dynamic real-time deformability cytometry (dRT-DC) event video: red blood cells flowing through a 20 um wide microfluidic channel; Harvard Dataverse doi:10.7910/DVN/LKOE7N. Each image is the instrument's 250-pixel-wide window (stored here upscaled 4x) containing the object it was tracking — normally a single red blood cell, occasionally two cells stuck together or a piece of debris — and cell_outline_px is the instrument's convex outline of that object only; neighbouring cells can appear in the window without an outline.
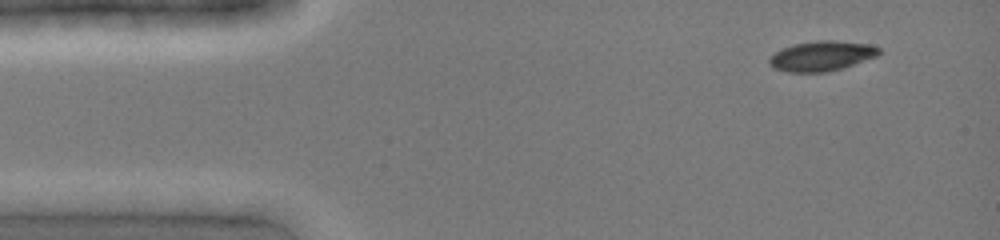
{"species": "common noctule bat (a hibernating species)", "species_latin": "Nyctalus noctula", "temperature_condition": "cold", "stored_images_in_passage": 2, "camera_frame_rate_fps": 3000, "um_per_image_px": 0.085, "animal": {"sex": "female", "body_mass_g": 19.0, "forearm_length_mm": 51.5}, "frame": {"image": 1, "passage_image": 1, "time_ms": 0.0, "image_size_px": [1000, 240], "cell_outline_px": [[880, 52], [876, 56], [844, 68], [828, 72], [788, 72], [772, 68], [768, 64], [768, 60], [776, 52], [792, 44], [816, 40], [832, 40], [868, 44], [880, 48]], "centroid_in_image_um": [69.82, 4.76], "position_along_channel_um": 15.2, "area_um2": 19.19}}